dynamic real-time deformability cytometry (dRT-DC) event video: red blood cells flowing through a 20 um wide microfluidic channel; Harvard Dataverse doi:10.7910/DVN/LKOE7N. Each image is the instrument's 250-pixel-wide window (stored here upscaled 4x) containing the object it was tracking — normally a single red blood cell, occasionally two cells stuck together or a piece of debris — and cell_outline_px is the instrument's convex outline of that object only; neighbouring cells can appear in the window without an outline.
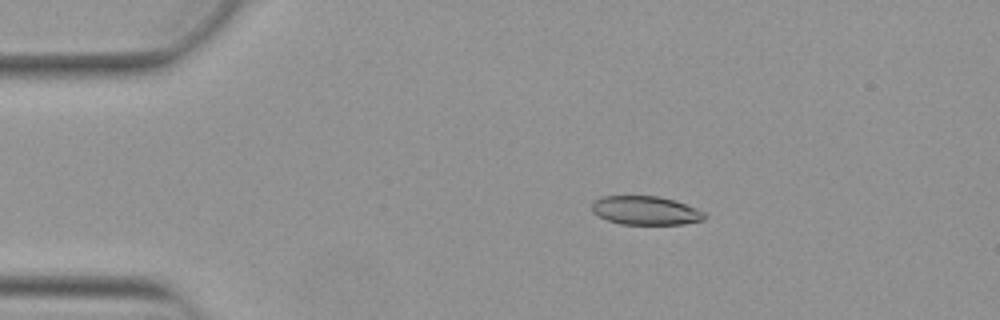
{"species": "Egyptian fruit bat (a non-hibernating species)", "species_latin": "Rousettus aegyptiacus", "temperature_condition": "warm", "stored_images_in_passage": 52, "camera_frame_rate_fps": 3000, "um_per_image_px": 0.085, "animal": {"sex": "female"}, "frame": {"image": 1, "passage_image": 9, "time_ms": 2.667, "image_size_px": [1000, 320], "cell_outline_px": [[704, 220], [684, 224], [620, 224], [608, 220], [592, 212], [592, 204], [596, 200], [604, 196], [660, 196], [676, 200], [696, 208], [704, 212]], "centroid_in_image_um": [54.9, 17.89], "position_along_channel_um": 30.1, "area_um2": 18.79}}
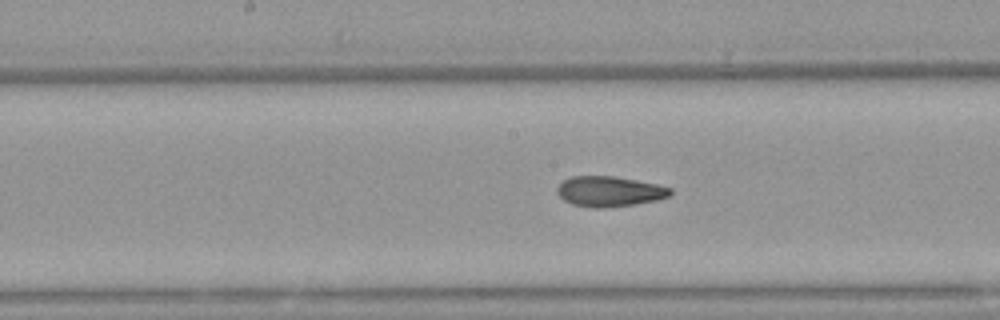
{"frame": {"image": 2, "passage_image": 26, "time_ms": 8.333, "image_size_px": [1000, 320], "cell_outline_px": [[672, 192], [668, 196], [656, 200], [636, 204], [604, 208], [592, 208], [572, 204], [564, 200], [556, 192], [556, 188], [564, 180], [572, 176], [612, 176], [636, 180], [656, 184], [672, 188]], "centroid_in_image_um": [51.78, 16.27], "position_along_channel_um": 196.4, "area_um2": 19.94}}
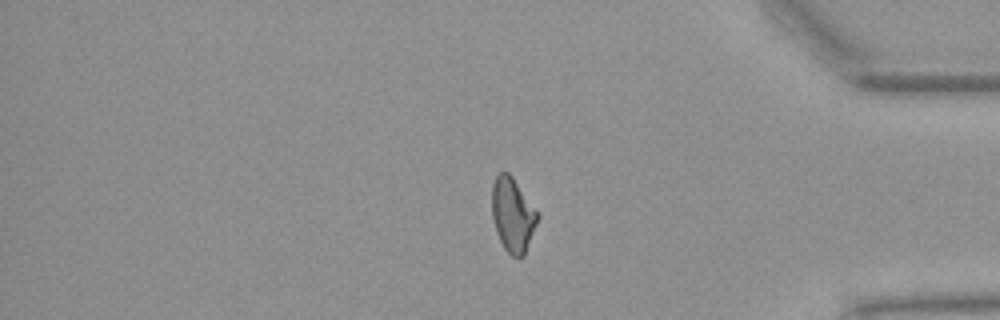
{"frame": {"image": 3, "passage_image": 43, "time_ms": 14.0, "image_size_px": [1000, 320], "cell_outline_px": [[540, 216], [524, 256], [512, 256], [504, 248], [496, 232], [492, 216], [492, 184], [496, 176], [500, 172], [508, 172], [512, 176]], "centroid_in_image_um": [43.57, 18.26], "position_along_channel_um": 391.6, "area_um2": 19.54}, "authors_computed_cell_mechanics": {"area_um2": 19.8832, "velocity_mm_per_s": 3.8871, "shape_relaxation_time_tau1_ms": 9.7763, "shape_relaxation_time_tau2_ms": 3.3504, "deformation_change_tau1": 0.2298, "deformation_change_tau2": 0.1023}}